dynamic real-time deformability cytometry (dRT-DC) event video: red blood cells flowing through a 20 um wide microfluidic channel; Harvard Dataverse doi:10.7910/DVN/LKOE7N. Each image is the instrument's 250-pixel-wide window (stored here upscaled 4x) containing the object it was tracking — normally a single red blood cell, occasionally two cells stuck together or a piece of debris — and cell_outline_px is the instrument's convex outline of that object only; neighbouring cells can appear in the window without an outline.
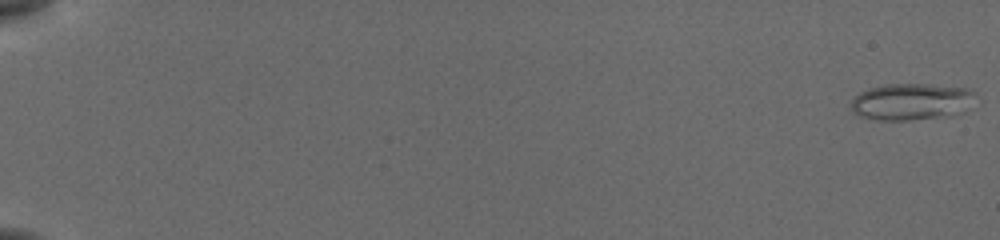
{"species": "common noctule bat (a hibernating species)", "species_latin": "Nyctalus noctula", "temperature_condition": "cold", "stored_images_in_passage": 55, "camera_frame_rate_fps": 3000, "um_per_image_px": 0.085, "animal": {"sex": "female", "body_mass_g": 19.5, "forearm_length_mm": 54.1}, "frame": {"image": 1, "passage_image": 1, "time_ms": 0.0, "image_size_px": [1000, 240], "cell_outline_px": [[976, 96], [964, 112], [952, 116], [908, 120], [876, 120], [860, 116], [852, 112], [852, 100], [860, 92], [868, 88], [884, 84], [928, 84], [968, 88], [976, 92]], "centroid_in_image_um": [77.49, 8.64], "position_along_channel_um": 7.5, "area_um2": 26.93}}
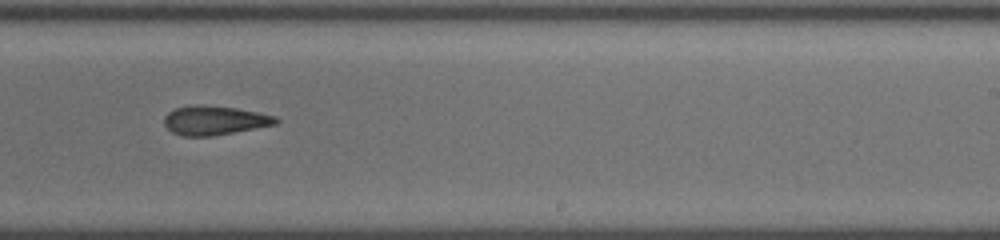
{"frame": {"image": 2, "passage_image": 37, "time_ms": 12.0, "image_size_px": [1000, 240], "cell_outline_px": [[280, 120], [276, 124], [256, 128], [212, 136], [184, 136], [172, 132], [164, 124], [164, 116], [168, 112], [176, 108], [192, 104], [200, 104], [236, 108], [276, 116]], "centroid_in_image_um": [18.22, 10.22], "position_along_channel_um": 270.8, "area_um2": 18.96}}
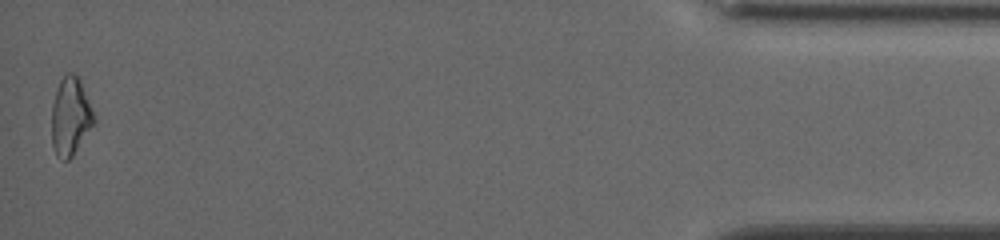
{"frame": {"image": 3, "passage_image": 55, "time_ms": 18.0, "image_size_px": [1000, 240], "cell_outline_px": [[92, 124], [72, 156], [68, 160], [64, 160], [56, 156], [52, 144], [52, 104], [60, 80], [64, 72], [72, 72], [80, 80], [88, 100], [92, 112]], "centroid_in_image_um": [5.93, 9.88], "position_along_channel_um": 429.3, "area_um2": 18.55}, "authors_computed_cell_mechanics": {"area_um2": 19.7676, "velocity_mm_per_s": 3.8941, "shape_relaxation_time_tau1_ms": 9.7952, "shape_relaxation_time_tau2_ms": 3.8582, "deformation_change_tau1": 0.2179, "deformation_change_tau2": 0.1336}}